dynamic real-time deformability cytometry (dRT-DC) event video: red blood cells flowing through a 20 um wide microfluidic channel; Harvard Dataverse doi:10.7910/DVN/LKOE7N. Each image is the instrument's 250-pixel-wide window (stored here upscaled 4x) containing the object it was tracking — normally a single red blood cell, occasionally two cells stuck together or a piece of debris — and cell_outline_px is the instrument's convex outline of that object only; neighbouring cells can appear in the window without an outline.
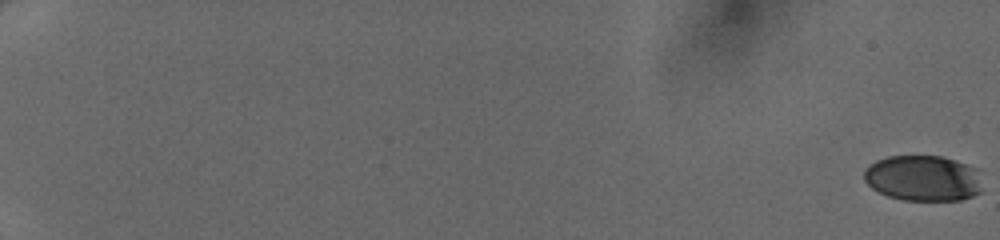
{"species": "human", "species_latin": "Homo sapiens", "temperature_condition": "cold", "stored_images_in_passage": 51, "camera_frame_rate_fps": 3000, "um_per_image_px": 0.085, "donor": {"sex": "female"}, "frame": {"image": 1, "passage_image": 1, "time_ms": 0.0, "image_size_px": [1000, 240], "cell_outline_px": [[984, 192], [960, 200], [904, 200], [888, 196], [872, 188], [864, 180], [864, 168], [868, 164], [876, 160], [888, 156], [940, 156], [980, 168]], "centroid_in_image_um": [78.52, 15.14], "position_along_channel_um": 6.5, "area_um2": 32.14}}
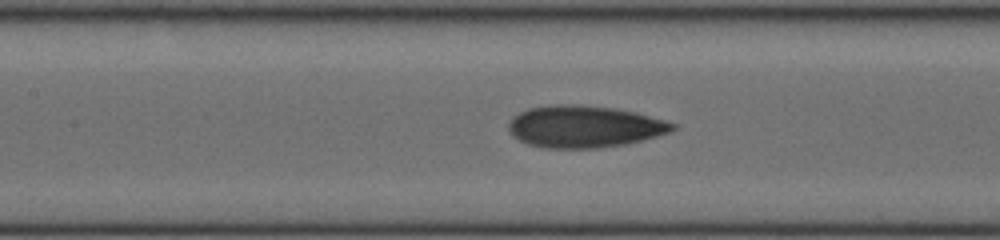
{"frame": {"image": 2, "passage_image": 28, "time_ms": 9.0, "image_size_px": [1000, 240], "cell_outline_px": [[676, 128], [668, 132], [656, 136], [624, 144], [596, 148], [548, 148], [528, 144], [512, 136], [508, 132], [508, 124], [512, 116], [528, 108], [556, 104], [576, 104], [612, 108], [636, 112], [664, 120], [676, 124]], "centroid_in_image_um": [49.61, 10.75], "position_along_channel_um": 157.8, "area_um2": 39.94}}
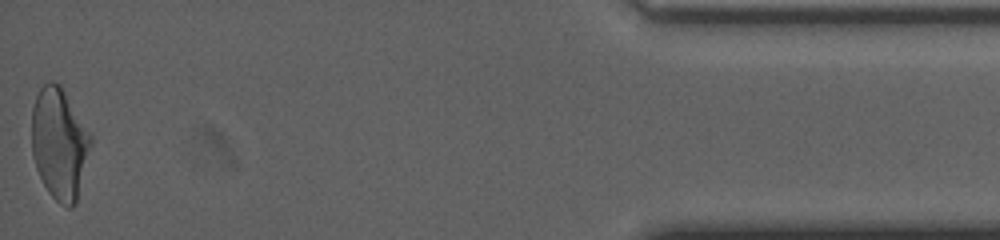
{"frame": {"image": 3, "passage_image": 51, "time_ms": 16.667, "image_size_px": [1000, 240], "cell_outline_px": [[92, 144], [76, 200], [72, 208], [68, 208], [60, 204], [48, 192], [36, 168], [32, 156], [32, 108], [36, 96], [40, 88], [48, 80], [52, 80], [60, 84], [92, 136]], "centroid_in_image_um": [5.04, 12.18], "position_along_channel_um": 430.2, "area_um2": 38.21}}